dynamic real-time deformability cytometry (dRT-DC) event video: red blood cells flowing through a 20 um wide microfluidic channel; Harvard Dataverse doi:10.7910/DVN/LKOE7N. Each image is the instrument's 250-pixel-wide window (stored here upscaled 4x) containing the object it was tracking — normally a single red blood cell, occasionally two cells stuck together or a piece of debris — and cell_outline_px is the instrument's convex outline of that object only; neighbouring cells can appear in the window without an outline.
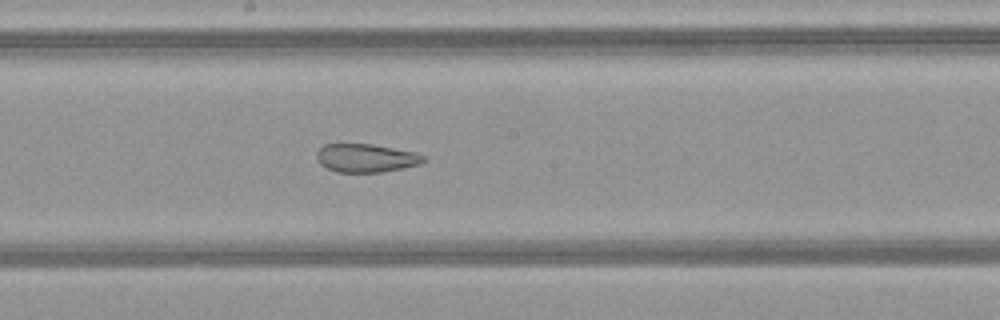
{"species": "common noctule bat (a hibernating species)", "species_latin": "Nyctalus noctula", "temperature_condition": "warm", "stored_images_in_passage": 51, "camera_frame_rate_fps": 3000, "um_per_image_px": 0.085, "animal": {"sex": "female", "body_mass_g": 21.9}, "frame": {"image": 1, "passage_image": 28, "time_ms": 9.0, "image_size_px": [1000, 320], "cell_outline_px": [[428, 160], [420, 164], [404, 168], [384, 172], [336, 172], [320, 164], [316, 160], [316, 152], [324, 144], [372, 144], [416, 152], [424, 156]], "centroid_in_image_um": [31.13, 13.43], "position_along_channel_um": 217.1, "area_um2": 17.86}}
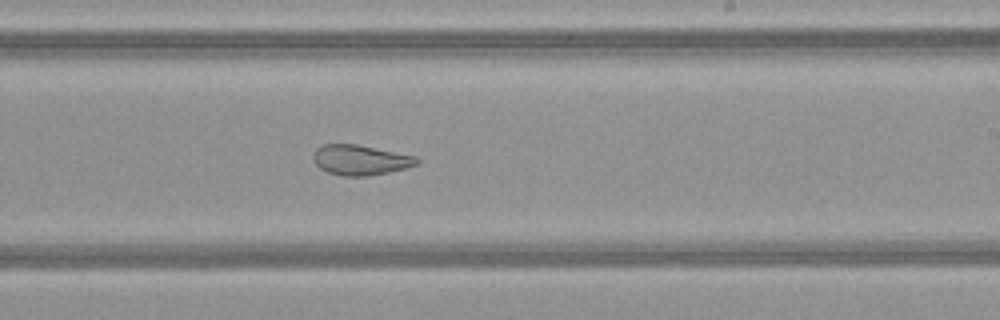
{"frame": {"image": 2, "passage_image": 31, "time_ms": 10.0, "image_size_px": [1000, 320], "cell_outline_px": [[420, 164], [388, 172], [368, 176], [340, 176], [328, 172], [320, 168], [312, 160], [312, 152], [320, 144], [356, 144], [416, 156], [420, 160]], "centroid_in_image_um": [30.6, 13.59], "position_along_channel_um": 258.4, "area_um2": 18.38}}
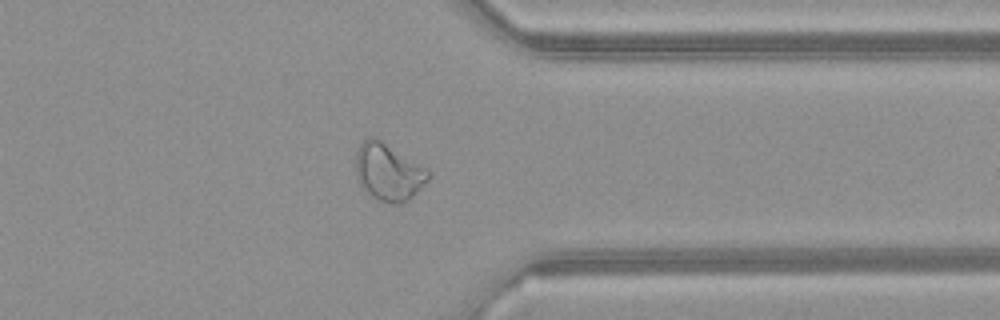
{"frame": {"image": 3, "passage_image": 40, "time_ms": 13.0, "image_size_px": [1000, 320], "cell_outline_px": [[432, 176], [408, 200], [400, 204], [388, 204], [364, 192], [356, 176], [356, 152], [360, 144], [364, 140], [372, 136], [380, 140], [432, 172]], "centroid_in_image_um": [33.0, 14.65], "position_along_channel_um": 378.4, "area_um2": 23.99}, "authors_computed_cell_mechanics": {"area_um2": 26.1256, "velocity_mm_per_s": 4.1508, "shape_relaxation_time_tau1_ms": null, "shape_relaxation_time_tau2_ms": 1.6949, "deformation_change_tau1": null, "deformation_change_tau2": 0.095}}